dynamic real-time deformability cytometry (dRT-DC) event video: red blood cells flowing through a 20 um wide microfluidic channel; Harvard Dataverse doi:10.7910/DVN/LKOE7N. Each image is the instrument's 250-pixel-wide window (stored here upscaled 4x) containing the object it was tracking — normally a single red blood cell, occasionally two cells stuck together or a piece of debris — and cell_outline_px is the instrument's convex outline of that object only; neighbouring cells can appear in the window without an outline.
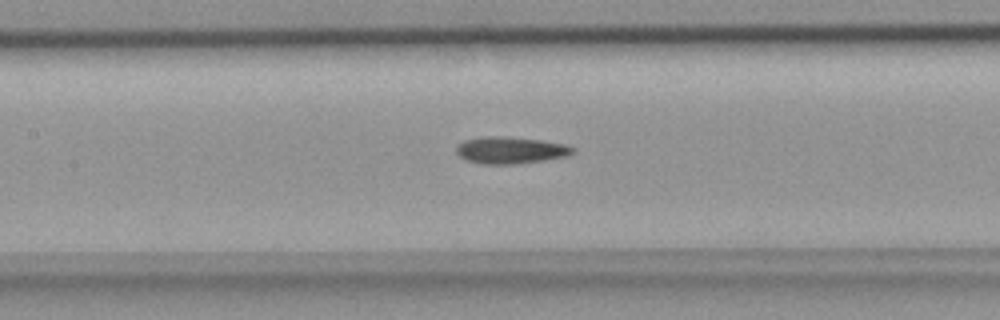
{"species": "common noctule bat (a hibernating species)", "species_latin": "Nyctalus noctula", "temperature_condition": "room temperature", "stored_images_in_passage": 41, "camera_frame_rate_fps": 3000, "um_per_image_px": 0.085, "animal": {"sex": "female", "body_mass_g": 18.4}, "frame": {"image": 1, "passage_image": 21, "time_ms": 6.667, "image_size_px": [1000, 320], "cell_outline_px": [[576, 148], [568, 156], [512, 164], [484, 164], [468, 160], [460, 156], [456, 152], [456, 148], [464, 140], [484, 136], [496, 136], [540, 140], [564, 144]], "centroid_in_image_um": [43.38, 12.76], "position_along_channel_um": 164.0, "area_um2": 17.8}}
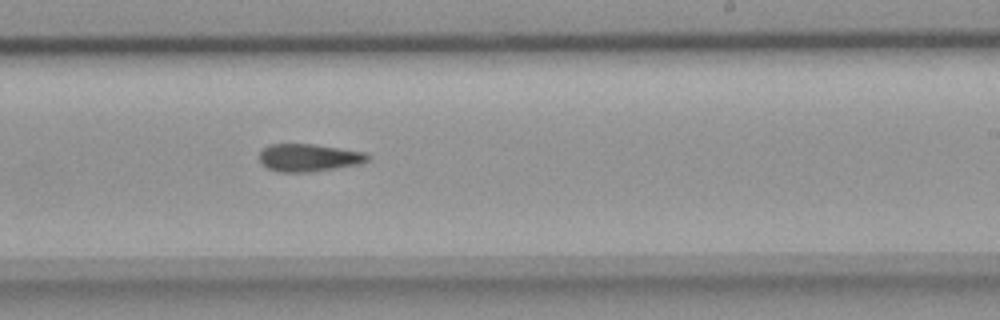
{"frame": {"image": 2, "passage_image": 28, "time_ms": 9.0, "image_size_px": [1000, 320], "cell_outline_px": [[368, 160], [360, 164], [312, 172], [280, 172], [268, 168], [260, 160], [260, 152], [268, 144], [312, 144], [364, 152], [368, 156]], "centroid_in_image_um": [26.23, 13.4], "position_along_channel_um": 262.8, "area_um2": 17.22}}
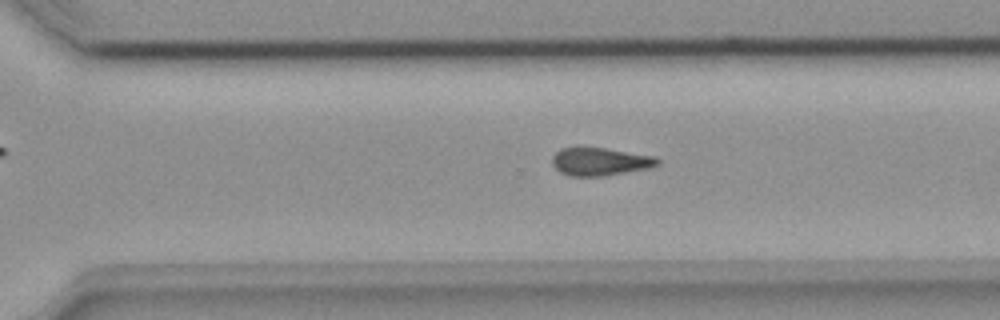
{"frame": {"image": 3, "passage_image": 32, "time_ms": 10.333, "image_size_px": [1000, 320], "cell_outline_px": [[660, 164], [648, 168], [600, 176], [568, 176], [560, 172], [552, 164], [552, 156], [560, 148], [576, 144], [580, 144], [656, 156], [660, 160]], "centroid_in_image_um": [50.94, 13.68], "position_along_channel_um": 319.7, "area_um2": 17.74}}